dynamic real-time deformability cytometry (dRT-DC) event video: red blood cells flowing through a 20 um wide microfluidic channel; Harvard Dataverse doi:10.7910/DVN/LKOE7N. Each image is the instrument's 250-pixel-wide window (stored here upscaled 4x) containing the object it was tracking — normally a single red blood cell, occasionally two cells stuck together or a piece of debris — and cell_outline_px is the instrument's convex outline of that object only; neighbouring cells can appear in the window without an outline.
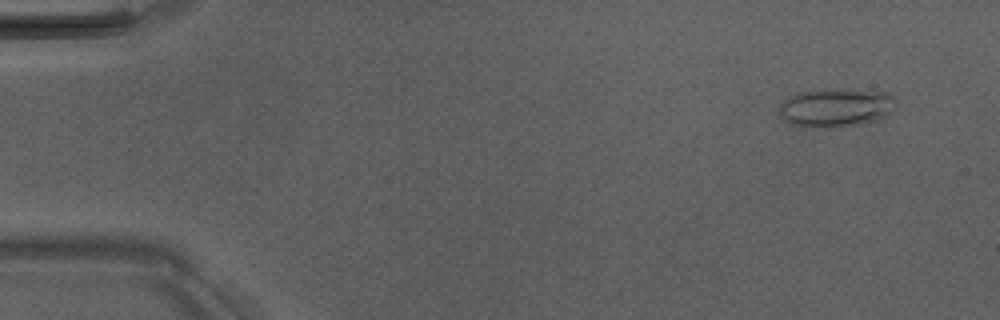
{"species": "Egyptian fruit bat (a non-hibernating species)", "species_latin": "Rousettus aegyptiacus", "temperature_condition": "room temperature", "stored_images_in_passage": 5, "camera_frame_rate_fps": 3000, "um_per_image_px": 0.085, "animal": {"sex": "male"}, "frame": {"image": 1, "passage_image": 1, "time_ms": 0.0, "image_size_px": [1000, 320], "cell_outline_px": [[896, 100], [888, 116], [876, 120], [860, 124], [836, 128], [816, 128], [788, 124], [784, 120], [780, 112], [780, 104], [788, 96], [804, 92], [832, 88], [892, 92], [896, 96]], "centroid_in_image_um": [71.09, 9.15], "position_along_channel_um": 13.9, "area_um2": 26.7}}